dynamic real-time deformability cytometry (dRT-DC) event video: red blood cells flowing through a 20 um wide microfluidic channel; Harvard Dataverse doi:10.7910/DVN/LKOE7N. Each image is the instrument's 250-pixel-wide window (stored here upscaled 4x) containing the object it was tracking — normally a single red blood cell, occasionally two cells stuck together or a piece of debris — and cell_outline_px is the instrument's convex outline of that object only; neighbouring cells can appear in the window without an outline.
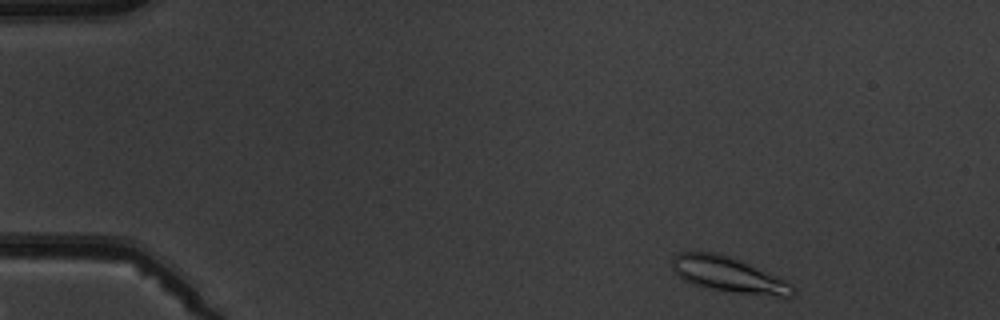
{"species": "common noctule bat (a hibernating species)", "species_latin": "Nyctalus noctula", "temperature_condition": "warm", "stored_images_in_passage": 3, "camera_frame_rate_fps": 3000, "um_per_image_px": 0.085, "animal": {"sex": "male", "body_mass_g": 19.5, "forearm_length_mm": 54.6}, "frame": {"image": 1, "passage_image": 1, "time_ms": 0.0, "image_size_px": [1000, 320], "cell_outline_px": [[796, 292], [788, 300], [708, 288], [692, 284], [684, 280], [672, 268], [672, 256], [680, 252], [716, 252], [740, 260], [788, 280], [796, 288]], "centroid_in_image_um": [62.06, 23.39], "position_along_channel_um": 22.9, "area_um2": 25.49}}